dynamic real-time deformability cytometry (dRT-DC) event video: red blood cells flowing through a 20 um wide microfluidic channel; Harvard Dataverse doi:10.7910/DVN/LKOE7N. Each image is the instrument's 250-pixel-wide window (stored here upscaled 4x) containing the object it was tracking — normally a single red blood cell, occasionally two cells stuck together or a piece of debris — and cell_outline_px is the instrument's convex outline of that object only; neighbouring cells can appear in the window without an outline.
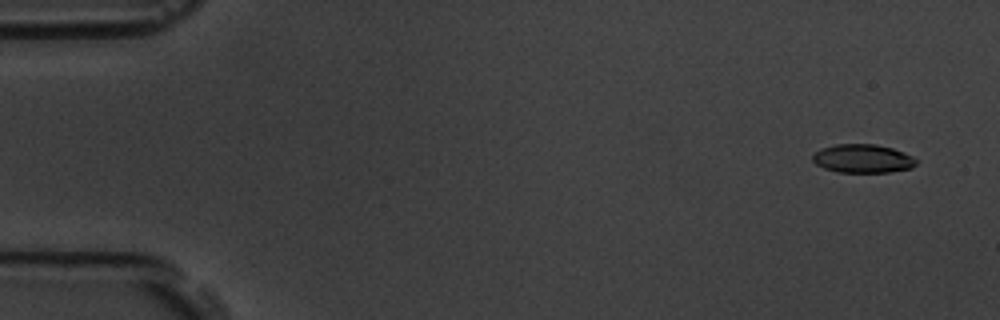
{"species": "common noctule bat (a hibernating species)", "species_latin": "Nyctalus noctula", "temperature_condition": "room temperature", "stored_images_in_passage": 5, "camera_frame_rate_fps": 3000, "um_per_image_px": 0.085, "animal": {"sex": "male", "body_mass_g": 19.5, "forearm_length_mm": 54.6}, "frame": {"image": 1, "passage_image": 1, "time_ms": 0.0, "image_size_px": [1000, 320], "cell_outline_px": [[916, 164], [912, 168], [888, 172], [836, 172], [824, 168], [816, 164], [812, 160], [812, 156], [820, 148], [836, 144], [876, 144], [892, 148], [904, 152], [912, 156], [916, 160]], "centroid_in_image_um": [73.32, 13.47], "position_along_channel_um": 11.7, "area_um2": 17.28}}
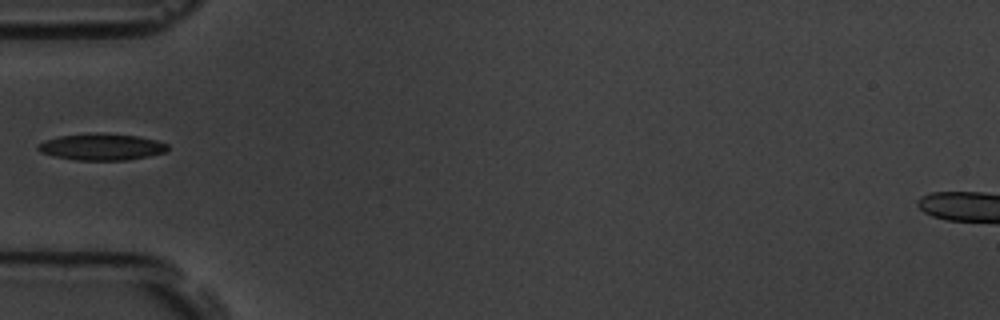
{"frame": {"image": 2, "passage_image": 5, "time_ms": 5.333, "image_size_px": [1000, 320], "cell_outline_px": [[168, 152], [148, 156], [124, 160], [76, 160], [56, 156], [40, 152], [36, 148], [36, 144], [44, 140], [60, 136], [96, 132], [104, 132], [136, 136], [156, 140], [168, 144]], "centroid_in_image_um": [8.63, 12.47], "position_along_channel_um": 76.4, "area_um2": 20.23}}